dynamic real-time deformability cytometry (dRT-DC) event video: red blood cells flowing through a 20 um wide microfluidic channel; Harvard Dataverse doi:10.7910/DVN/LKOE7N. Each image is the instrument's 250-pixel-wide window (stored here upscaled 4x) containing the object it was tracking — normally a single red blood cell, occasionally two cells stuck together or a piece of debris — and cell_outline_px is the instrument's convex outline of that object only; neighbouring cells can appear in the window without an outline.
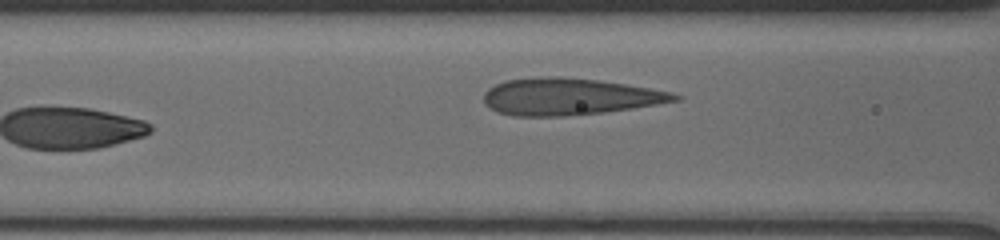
{"species": "human", "species_latin": "Homo sapiens", "temperature_condition": "cold", "stored_images_in_passage": 30, "camera_frame_rate_fps": 3000, "um_per_image_px": 0.085, "donor": {"sex": "male"}, "frame": {"image": 1, "passage_image": 5, "time_ms": 1.667, "image_size_px": [1000, 240], "cell_outline_px": [[684, 96], [680, 100], [632, 108], [604, 112], [564, 116], [512, 116], [496, 112], [488, 108], [484, 104], [484, 92], [488, 88], [504, 80], [548, 76], [560, 76], [600, 80], [672, 92]], "centroid_in_image_um": [48.36, 8.21], "position_along_channel_um": 118.2, "area_um2": 41.15}}